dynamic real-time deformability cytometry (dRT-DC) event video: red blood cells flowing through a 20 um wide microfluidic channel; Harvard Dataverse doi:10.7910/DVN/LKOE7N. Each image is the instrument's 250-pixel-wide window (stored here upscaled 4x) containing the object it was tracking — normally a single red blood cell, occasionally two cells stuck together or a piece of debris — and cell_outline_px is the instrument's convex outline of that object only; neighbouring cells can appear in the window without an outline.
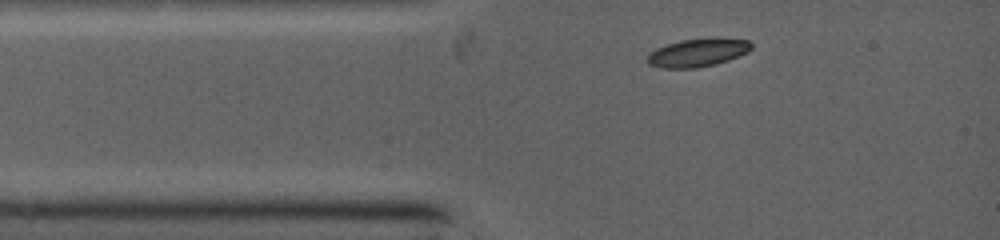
{"species": "common noctule bat (a hibernating species)", "species_latin": "Nyctalus noctula", "temperature_condition": "warm", "stored_images_in_passage": 2, "camera_frame_rate_fps": 5000, "um_per_image_px": 0.085, "animal": {"sex": "female", "body_mass_g": 19.0, "forearm_length_mm": 53.3}, "frame": {"image": 1, "passage_image": 1, "time_ms": 0.0, "image_size_px": [1000, 240], "cell_outline_px": [[752, 48], [748, 52], [728, 60], [716, 64], [696, 68], [664, 68], [648, 64], [648, 56], [652, 52], [668, 44], [680, 40], [748, 40], [752, 44]], "centroid_in_image_um": [59.3, 4.52], "position_along_channel_um": 25.7, "area_um2": 16.18}}